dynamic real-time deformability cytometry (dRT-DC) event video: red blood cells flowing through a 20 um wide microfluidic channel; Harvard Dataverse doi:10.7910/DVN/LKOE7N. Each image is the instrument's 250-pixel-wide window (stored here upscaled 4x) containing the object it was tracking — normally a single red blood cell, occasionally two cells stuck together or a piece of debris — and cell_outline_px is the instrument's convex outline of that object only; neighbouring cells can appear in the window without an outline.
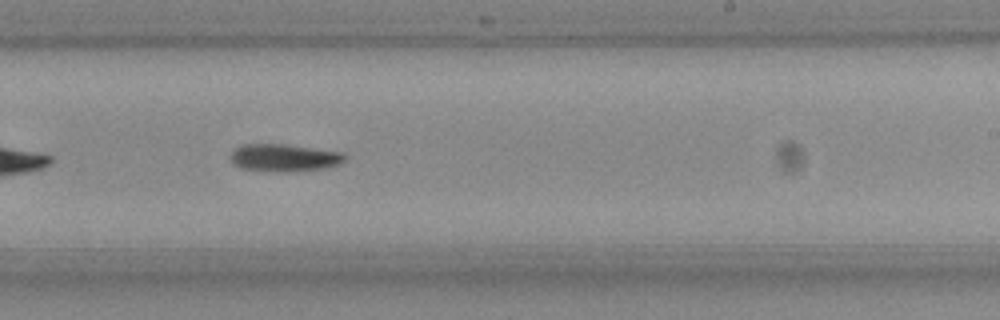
{"species": "Egyptian fruit bat (a non-hibernating species)", "species_latin": "Rousettus aegyptiacus", "temperature_condition": "room temperature", "stored_images_in_passage": 41, "camera_frame_rate_fps": 3000, "um_per_image_px": 0.085, "frame": {"image": 1, "passage_image": 18, "time_ms": 5.667, "image_size_px": [1000, 320], "cell_outline_px": [[348, 156], [344, 160], [336, 164], [324, 168], [240, 168], [228, 156], [240, 144], [284, 144], [344, 152]], "centroid_in_image_um": [24.16, 13.32], "position_along_channel_um": 264.8, "area_um2": 16.94}}
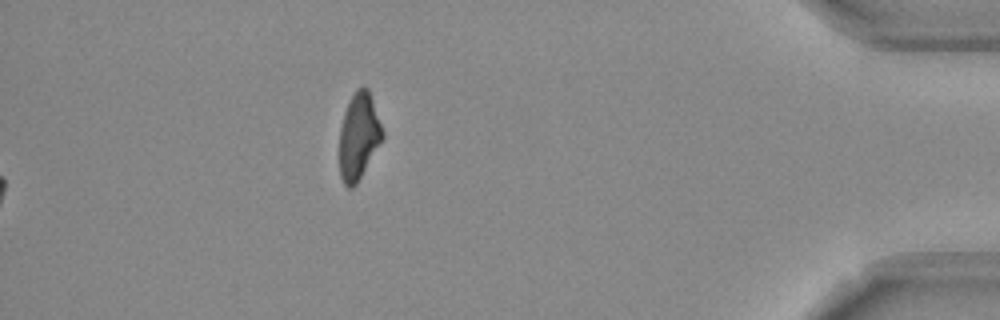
{"frame": {"image": 2, "passage_image": 41, "time_ms": 13.333, "image_size_px": [1000, 320], "cell_outline_px": [[384, 136], [356, 184], [352, 188], [348, 188], [344, 184], [340, 176], [340, 128], [344, 112], [356, 88], [364, 84], [368, 88], [384, 132]], "centroid_in_image_um": [30.49, 11.55], "position_along_channel_um": 404.7, "area_um2": 21.44}, "authors_computed_cell_mechanics": {"area_um2": 17.5134, "velocity_mm_per_s": 3.748, "shape_relaxation_time_tau1_ms": 2.5958, "shape_relaxation_time_tau2_ms": null, "deformation_change_tau1": 0.1315, "deformation_change_tau2": null}}